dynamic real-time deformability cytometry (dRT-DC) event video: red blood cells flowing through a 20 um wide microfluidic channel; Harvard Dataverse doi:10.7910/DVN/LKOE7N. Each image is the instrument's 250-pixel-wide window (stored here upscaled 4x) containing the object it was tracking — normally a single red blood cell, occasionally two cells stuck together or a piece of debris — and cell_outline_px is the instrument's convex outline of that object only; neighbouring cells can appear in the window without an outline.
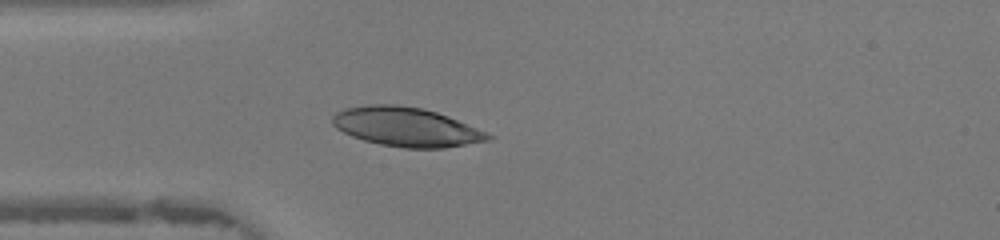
{"species": "human", "species_latin": "Homo sapiens", "temperature_condition": "warm", "stored_images_in_passage": 46, "camera_frame_rate_fps": 3000, "um_per_image_px": 0.085, "donor": {"sex": "female"}, "frame": {"image": 1, "passage_image": 12, "time_ms": 3.667, "image_size_px": [1000, 240], "cell_outline_px": [[496, 136], [488, 140], [444, 148], [404, 148], [380, 144], [364, 140], [352, 136], [336, 128], [332, 124], [332, 116], [336, 112], [344, 108], [368, 104], [396, 104], [424, 108], [448, 116], [488, 132]], "centroid_in_image_um": [34.53, 10.78], "position_along_channel_um": 50.5, "area_um2": 35.6}}
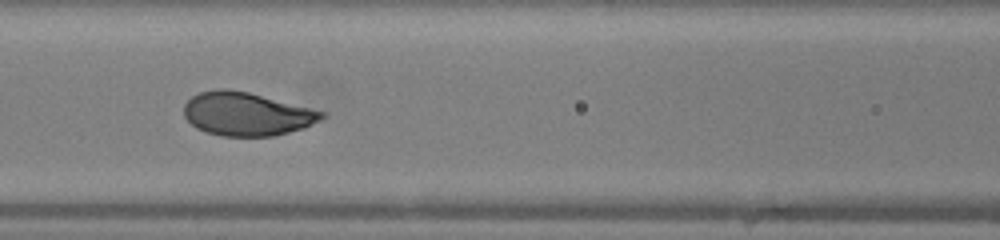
{"frame": {"image": 2, "passage_image": 19, "time_ms": 6.0, "image_size_px": [1000, 240], "cell_outline_px": [[324, 116], [320, 120], [304, 128], [272, 136], [220, 136], [204, 132], [196, 128], [184, 116], [184, 104], [192, 96], [200, 92], [220, 88], [228, 88], [248, 92], [324, 112]], "centroid_in_image_um": [20.91, 9.69], "position_along_channel_um": 145.7, "area_um2": 34.62}}
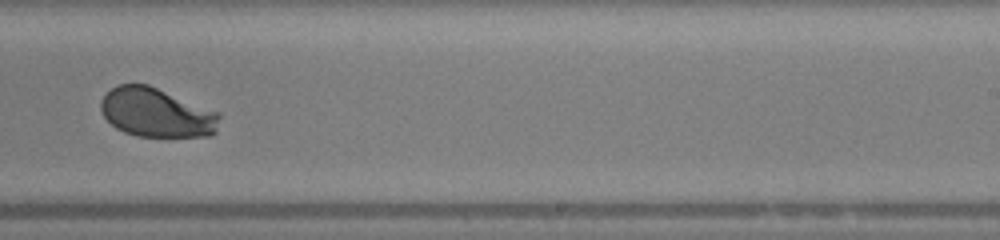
{"frame": {"image": 3, "passage_image": 28, "time_ms": 9.0, "image_size_px": [1000, 240], "cell_outline_px": [[220, 116], [216, 132], [212, 136], [136, 136], [124, 132], [116, 128], [104, 116], [100, 108], [100, 100], [112, 88], [120, 84], [148, 84], [220, 112]], "centroid_in_image_um": [13.32, 9.57], "position_along_channel_um": 275.7, "area_um2": 33.99}, "authors_computed_cell_mechanics": {"area_um2": 34.5933, "velocity_mm_per_s": 4.3625, "shape_relaxation_time_tau1_ms": 2.1082, "shape_relaxation_time_tau2_ms": null, "deformation_change_tau1": 0.1732, "deformation_change_tau2": null}}